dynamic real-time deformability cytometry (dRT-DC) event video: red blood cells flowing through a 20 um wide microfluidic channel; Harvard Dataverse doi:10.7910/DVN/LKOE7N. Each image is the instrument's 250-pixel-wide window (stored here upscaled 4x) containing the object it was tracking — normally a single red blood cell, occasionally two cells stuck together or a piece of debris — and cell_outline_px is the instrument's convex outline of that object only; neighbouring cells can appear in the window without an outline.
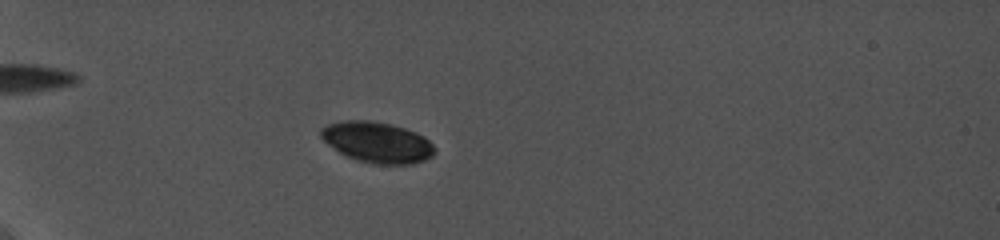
{"species": "common noctule bat (a hibernating species)", "species_latin": "Nyctalus noctula", "temperature_condition": "cold", "stored_images_in_passage": 22, "camera_frame_rate_fps": 5000, "um_per_image_px": 0.085, "animal": {"sex": "female", "body_mass_g": 19.0, "forearm_length_mm": 56.7}, "frame": {"image": 1, "passage_image": 7, "time_ms": 4.4, "image_size_px": [1000, 240], "cell_outline_px": [[436, 152], [432, 156], [424, 160], [412, 164], [372, 164], [356, 160], [340, 152], [328, 144], [320, 136], [320, 128], [328, 124], [344, 120], [372, 120], [392, 124], [416, 132], [424, 136], [436, 148]], "centroid_in_image_um": [32.08, 12.09], "position_along_channel_um": 52.9, "area_um2": 27.17}}
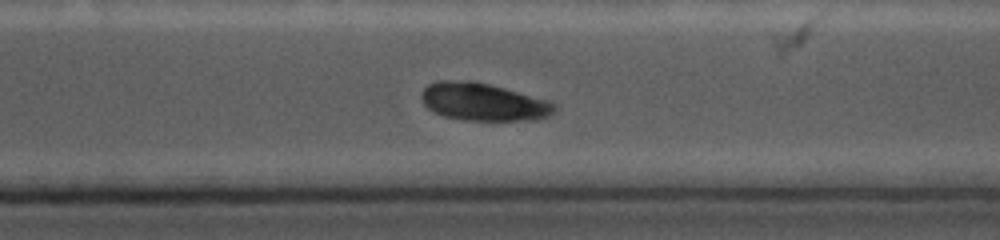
{"frame": {"image": 2, "passage_image": 19, "time_ms": 13.0, "image_size_px": [1000, 240], "cell_outline_px": [[556, 112], [548, 116], [536, 120], [464, 120], [444, 116], [428, 108], [424, 104], [420, 96], [424, 88], [428, 84], [436, 80], [472, 80], [492, 84], [548, 100], [556, 104]], "centroid_in_image_um": [41.09, 8.65], "position_along_channel_um": 329.5, "area_um2": 29.54}}
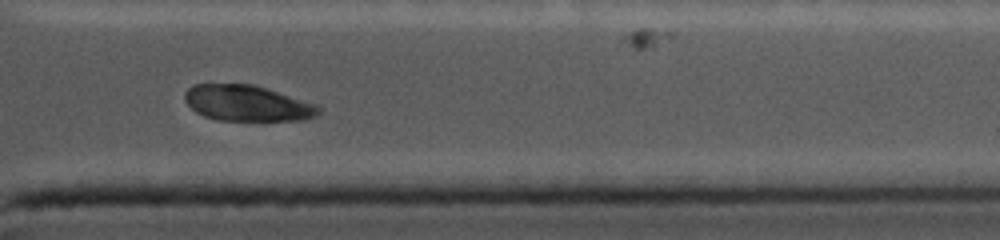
{"frame": {"image": 3, "passage_image": 21, "time_ms": 14.6, "image_size_px": [1000, 240], "cell_outline_px": [[324, 108], [316, 116], [304, 120], [220, 120], [204, 116], [196, 112], [184, 100], [184, 92], [192, 84], [252, 84], [320, 104]], "centroid_in_image_um": [21.07, 8.77], "position_along_channel_um": 390.3, "area_um2": 28.21}}